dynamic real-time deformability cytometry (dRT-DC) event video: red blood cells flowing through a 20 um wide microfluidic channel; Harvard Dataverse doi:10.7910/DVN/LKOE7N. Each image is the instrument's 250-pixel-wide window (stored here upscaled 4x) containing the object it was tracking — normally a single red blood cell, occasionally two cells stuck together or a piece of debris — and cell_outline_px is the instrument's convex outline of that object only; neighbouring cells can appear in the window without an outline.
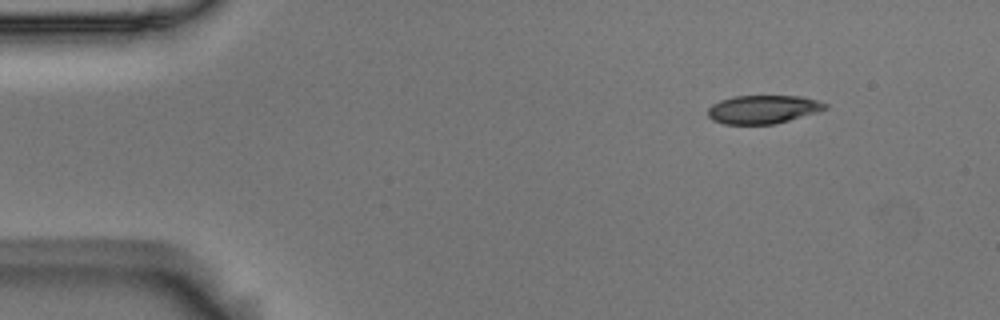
{"species": "Egyptian fruit bat (a non-hibernating species)", "species_latin": "Rousettus aegyptiacus", "temperature_condition": "room temperature", "stored_images_in_passage": 6, "camera_frame_rate_fps": 3000, "um_per_image_px": 0.085, "animal": {"sex": "male"}, "frame": {"image": 1, "passage_image": 1, "time_ms": 0.0, "image_size_px": [1000, 320], "cell_outline_px": [[828, 108], [816, 112], [788, 120], [772, 124], [724, 124], [712, 120], [708, 116], [708, 108], [712, 104], [720, 100], [732, 96], [800, 96], [816, 100], [828, 104]], "centroid_in_image_um": [64.82, 9.29], "position_along_channel_um": 20.2, "area_um2": 19.31}}
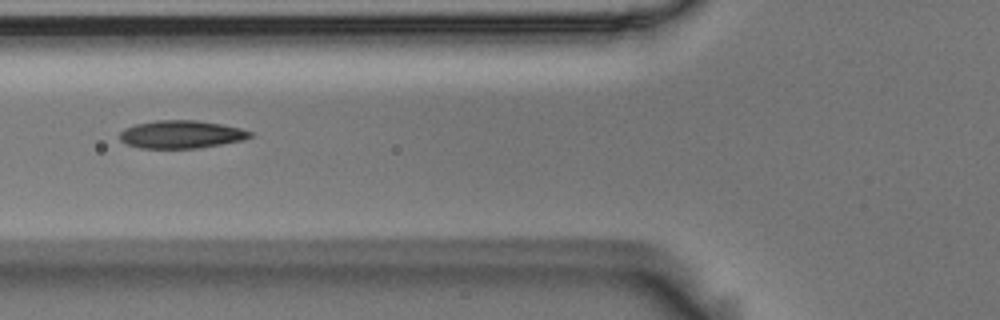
{"frame": {"image": 2, "passage_image": 4, "time_ms": 1.0, "image_size_px": [1000, 320], "cell_outline_px": [[252, 136], [244, 140], [196, 148], [140, 148], [128, 144], [120, 140], [120, 132], [124, 128], [136, 124], [156, 120], [196, 120], [220, 124], [240, 128], [252, 132]], "centroid_in_image_um": [15.39, 11.42], "position_along_channel_um": 110.4, "area_um2": 21.04}}
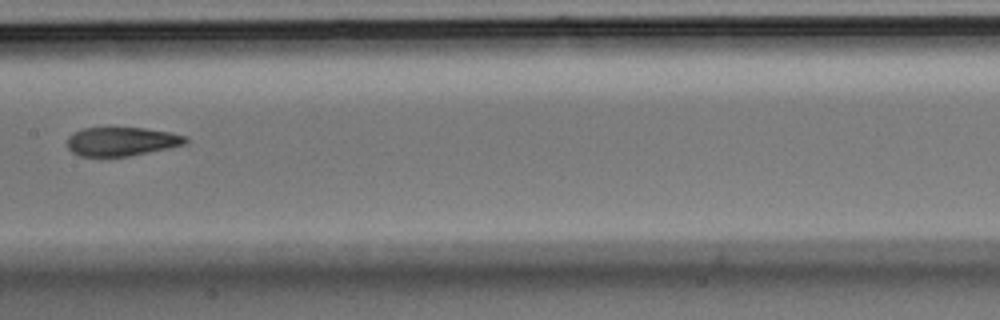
{"frame": {"image": 3, "passage_image": 6, "time_ms": 1.667, "image_size_px": [1000, 320], "cell_outline_px": [[188, 140], [184, 144], [168, 148], [128, 156], [80, 156], [72, 152], [68, 148], [68, 136], [72, 132], [84, 128], [144, 128], [168, 132], [188, 136]], "centroid_in_image_um": [10.32, 12.02], "position_along_channel_um": 197.1, "area_um2": 19.71}}